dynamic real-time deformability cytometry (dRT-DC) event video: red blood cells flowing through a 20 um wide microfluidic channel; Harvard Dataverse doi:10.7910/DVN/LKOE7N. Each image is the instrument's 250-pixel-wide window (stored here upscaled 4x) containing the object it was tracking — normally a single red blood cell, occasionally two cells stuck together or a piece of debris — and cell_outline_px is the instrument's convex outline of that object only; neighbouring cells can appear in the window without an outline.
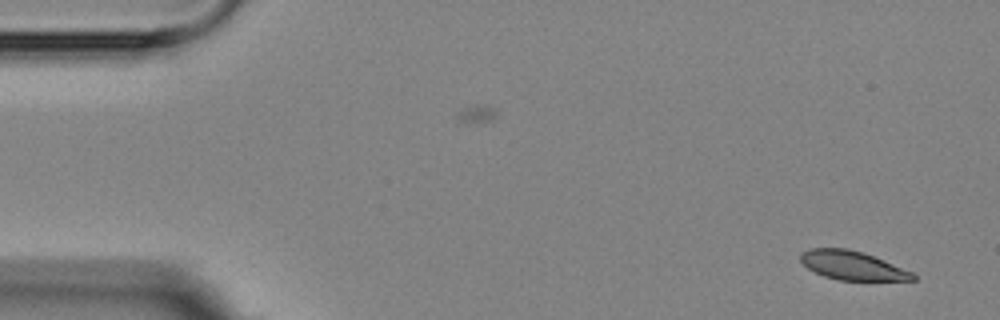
{"species": "Egyptian fruit bat (a non-hibernating species)", "species_latin": "Rousettus aegyptiacus", "temperature_condition": "room temperature", "stored_images_in_passage": 3, "camera_frame_rate_fps": 3000, "um_per_image_px": 0.085, "animal": {"sex": "female"}, "frame": {"image": 1, "passage_image": 3, "time_ms": 2.333, "image_size_px": [1000, 320], "cell_outline_px": [[916, 280], [836, 280], [824, 276], [808, 268], [800, 260], [800, 252], [808, 248], [848, 248], [872, 256], [912, 272], [916, 276]], "centroid_in_image_um": [72.4, 22.56], "position_along_channel_um": 12.6, "area_um2": 18.61}}